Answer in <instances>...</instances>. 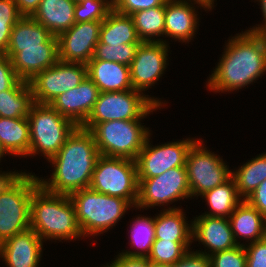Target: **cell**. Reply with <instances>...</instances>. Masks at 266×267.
Returning <instances> with one entry per match:
<instances>
[{
    "instance_id": "1",
    "label": "cell",
    "mask_w": 266,
    "mask_h": 267,
    "mask_svg": "<svg viewBox=\"0 0 266 267\" xmlns=\"http://www.w3.org/2000/svg\"><path fill=\"white\" fill-rule=\"evenodd\" d=\"M228 41L206 84L214 92L237 91L266 72V35L246 30Z\"/></svg>"
},
{
    "instance_id": "2",
    "label": "cell",
    "mask_w": 266,
    "mask_h": 267,
    "mask_svg": "<svg viewBox=\"0 0 266 267\" xmlns=\"http://www.w3.org/2000/svg\"><path fill=\"white\" fill-rule=\"evenodd\" d=\"M99 156L92 132L77 126L49 160L54 167L51 179L39 178L40 185L48 192L66 195L89 188Z\"/></svg>"
},
{
    "instance_id": "3",
    "label": "cell",
    "mask_w": 266,
    "mask_h": 267,
    "mask_svg": "<svg viewBox=\"0 0 266 267\" xmlns=\"http://www.w3.org/2000/svg\"><path fill=\"white\" fill-rule=\"evenodd\" d=\"M30 229L43 241L84 237L69 195L48 192L41 185L31 196Z\"/></svg>"
},
{
    "instance_id": "4",
    "label": "cell",
    "mask_w": 266,
    "mask_h": 267,
    "mask_svg": "<svg viewBox=\"0 0 266 267\" xmlns=\"http://www.w3.org/2000/svg\"><path fill=\"white\" fill-rule=\"evenodd\" d=\"M69 197L74 204L77 222L84 237L108 232L124 217L128 208L134 207L123 198L102 194L90 187L77 190Z\"/></svg>"
},
{
    "instance_id": "5",
    "label": "cell",
    "mask_w": 266,
    "mask_h": 267,
    "mask_svg": "<svg viewBox=\"0 0 266 267\" xmlns=\"http://www.w3.org/2000/svg\"><path fill=\"white\" fill-rule=\"evenodd\" d=\"M39 186L35 174L19 171L0 192V244L30 229L31 196Z\"/></svg>"
},
{
    "instance_id": "6",
    "label": "cell",
    "mask_w": 266,
    "mask_h": 267,
    "mask_svg": "<svg viewBox=\"0 0 266 267\" xmlns=\"http://www.w3.org/2000/svg\"><path fill=\"white\" fill-rule=\"evenodd\" d=\"M143 92L130 89L119 92H100L84 129L92 130L98 123L112 120H143L160 109L163 101L148 97Z\"/></svg>"
},
{
    "instance_id": "7",
    "label": "cell",
    "mask_w": 266,
    "mask_h": 267,
    "mask_svg": "<svg viewBox=\"0 0 266 267\" xmlns=\"http://www.w3.org/2000/svg\"><path fill=\"white\" fill-rule=\"evenodd\" d=\"M30 130L28 156L42 154L49 161L65 144L77 127L71 120L59 114L50 104L34 102L27 116Z\"/></svg>"
},
{
    "instance_id": "8",
    "label": "cell",
    "mask_w": 266,
    "mask_h": 267,
    "mask_svg": "<svg viewBox=\"0 0 266 267\" xmlns=\"http://www.w3.org/2000/svg\"><path fill=\"white\" fill-rule=\"evenodd\" d=\"M141 120H112L98 123L92 130L99 154L134 160L142 150L149 128Z\"/></svg>"
},
{
    "instance_id": "9",
    "label": "cell",
    "mask_w": 266,
    "mask_h": 267,
    "mask_svg": "<svg viewBox=\"0 0 266 267\" xmlns=\"http://www.w3.org/2000/svg\"><path fill=\"white\" fill-rule=\"evenodd\" d=\"M138 186L134 160L102 155L98 157L90 184L91 189L123 198L135 207L138 200Z\"/></svg>"
},
{
    "instance_id": "10",
    "label": "cell",
    "mask_w": 266,
    "mask_h": 267,
    "mask_svg": "<svg viewBox=\"0 0 266 267\" xmlns=\"http://www.w3.org/2000/svg\"><path fill=\"white\" fill-rule=\"evenodd\" d=\"M191 198L222 185L231 178L232 170L220 156L204 147L197 140L189 149L185 164Z\"/></svg>"
},
{
    "instance_id": "11",
    "label": "cell",
    "mask_w": 266,
    "mask_h": 267,
    "mask_svg": "<svg viewBox=\"0 0 266 267\" xmlns=\"http://www.w3.org/2000/svg\"><path fill=\"white\" fill-rule=\"evenodd\" d=\"M138 200L135 208L166 206L180 199L191 198L186 167H175L163 174L138 179Z\"/></svg>"
},
{
    "instance_id": "12",
    "label": "cell",
    "mask_w": 266,
    "mask_h": 267,
    "mask_svg": "<svg viewBox=\"0 0 266 267\" xmlns=\"http://www.w3.org/2000/svg\"><path fill=\"white\" fill-rule=\"evenodd\" d=\"M86 76L87 64L58 60L29 81L34 102L49 104L60 94L78 86Z\"/></svg>"
},
{
    "instance_id": "13",
    "label": "cell",
    "mask_w": 266,
    "mask_h": 267,
    "mask_svg": "<svg viewBox=\"0 0 266 267\" xmlns=\"http://www.w3.org/2000/svg\"><path fill=\"white\" fill-rule=\"evenodd\" d=\"M150 135L151 133L146 138L142 150L135 159L138 179L153 178L171 168L185 167L188 151L198 140L186 138V140L153 146L149 144Z\"/></svg>"
},
{
    "instance_id": "14",
    "label": "cell",
    "mask_w": 266,
    "mask_h": 267,
    "mask_svg": "<svg viewBox=\"0 0 266 267\" xmlns=\"http://www.w3.org/2000/svg\"><path fill=\"white\" fill-rule=\"evenodd\" d=\"M161 41L141 42L130 65L132 88L146 91L159 81L168 65V46Z\"/></svg>"
},
{
    "instance_id": "15",
    "label": "cell",
    "mask_w": 266,
    "mask_h": 267,
    "mask_svg": "<svg viewBox=\"0 0 266 267\" xmlns=\"http://www.w3.org/2000/svg\"><path fill=\"white\" fill-rule=\"evenodd\" d=\"M101 25L102 21L76 22L58 35L59 60L87 64L99 42Z\"/></svg>"
},
{
    "instance_id": "16",
    "label": "cell",
    "mask_w": 266,
    "mask_h": 267,
    "mask_svg": "<svg viewBox=\"0 0 266 267\" xmlns=\"http://www.w3.org/2000/svg\"><path fill=\"white\" fill-rule=\"evenodd\" d=\"M6 55L11 59L17 76L30 81L36 74L53 66L58 60L57 36H52L40 46L7 47Z\"/></svg>"
},
{
    "instance_id": "17",
    "label": "cell",
    "mask_w": 266,
    "mask_h": 267,
    "mask_svg": "<svg viewBox=\"0 0 266 267\" xmlns=\"http://www.w3.org/2000/svg\"><path fill=\"white\" fill-rule=\"evenodd\" d=\"M99 89L88 77L75 88L57 96L49 104L76 126H82L99 96Z\"/></svg>"
},
{
    "instance_id": "18",
    "label": "cell",
    "mask_w": 266,
    "mask_h": 267,
    "mask_svg": "<svg viewBox=\"0 0 266 267\" xmlns=\"http://www.w3.org/2000/svg\"><path fill=\"white\" fill-rule=\"evenodd\" d=\"M192 224V241L207 247L201 253L212 255L217 252L229 250L236 247V243L228 218L200 215L196 217ZM210 249V250H209Z\"/></svg>"
},
{
    "instance_id": "19",
    "label": "cell",
    "mask_w": 266,
    "mask_h": 267,
    "mask_svg": "<svg viewBox=\"0 0 266 267\" xmlns=\"http://www.w3.org/2000/svg\"><path fill=\"white\" fill-rule=\"evenodd\" d=\"M43 242L34 230L28 229L0 244V258L8 267H38Z\"/></svg>"
},
{
    "instance_id": "20",
    "label": "cell",
    "mask_w": 266,
    "mask_h": 267,
    "mask_svg": "<svg viewBox=\"0 0 266 267\" xmlns=\"http://www.w3.org/2000/svg\"><path fill=\"white\" fill-rule=\"evenodd\" d=\"M190 1V3L188 2ZM192 0H167L165 3V37H172L179 42H188L193 40V36L197 31L199 18L195 11V4L203 9L208 10L203 4ZM193 6V7H192Z\"/></svg>"
},
{
    "instance_id": "21",
    "label": "cell",
    "mask_w": 266,
    "mask_h": 267,
    "mask_svg": "<svg viewBox=\"0 0 266 267\" xmlns=\"http://www.w3.org/2000/svg\"><path fill=\"white\" fill-rule=\"evenodd\" d=\"M87 76L100 92H119L132 88L130 67L114 61L91 59L87 63Z\"/></svg>"
},
{
    "instance_id": "22",
    "label": "cell",
    "mask_w": 266,
    "mask_h": 267,
    "mask_svg": "<svg viewBox=\"0 0 266 267\" xmlns=\"http://www.w3.org/2000/svg\"><path fill=\"white\" fill-rule=\"evenodd\" d=\"M234 239L238 245V238L246 239L250 243L266 237V218L245 199L228 217ZM240 235V236H239Z\"/></svg>"
},
{
    "instance_id": "23",
    "label": "cell",
    "mask_w": 266,
    "mask_h": 267,
    "mask_svg": "<svg viewBox=\"0 0 266 267\" xmlns=\"http://www.w3.org/2000/svg\"><path fill=\"white\" fill-rule=\"evenodd\" d=\"M75 5L73 0H41L31 17L58 36L76 23Z\"/></svg>"
},
{
    "instance_id": "24",
    "label": "cell",
    "mask_w": 266,
    "mask_h": 267,
    "mask_svg": "<svg viewBox=\"0 0 266 267\" xmlns=\"http://www.w3.org/2000/svg\"><path fill=\"white\" fill-rule=\"evenodd\" d=\"M0 142L6 155L26 156L30 150V130L27 117H0Z\"/></svg>"
},
{
    "instance_id": "25",
    "label": "cell",
    "mask_w": 266,
    "mask_h": 267,
    "mask_svg": "<svg viewBox=\"0 0 266 267\" xmlns=\"http://www.w3.org/2000/svg\"><path fill=\"white\" fill-rule=\"evenodd\" d=\"M179 207L163 209L154 217L155 239L171 241H192V224H188L186 216Z\"/></svg>"
},
{
    "instance_id": "26",
    "label": "cell",
    "mask_w": 266,
    "mask_h": 267,
    "mask_svg": "<svg viewBox=\"0 0 266 267\" xmlns=\"http://www.w3.org/2000/svg\"><path fill=\"white\" fill-rule=\"evenodd\" d=\"M99 41L109 45L142 42L136 33L133 18L114 10L102 21Z\"/></svg>"
},
{
    "instance_id": "27",
    "label": "cell",
    "mask_w": 266,
    "mask_h": 267,
    "mask_svg": "<svg viewBox=\"0 0 266 267\" xmlns=\"http://www.w3.org/2000/svg\"><path fill=\"white\" fill-rule=\"evenodd\" d=\"M33 103L29 82L20 79L11 89L0 92V117H27Z\"/></svg>"
},
{
    "instance_id": "28",
    "label": "cell",
    "mask_w": 266,
    "mask_h": 267,
    "mask_svg": "<svg viewBox=\"0 0 266 267\" xmlns=\"http://www.w3.org/2000/svg\"><path fill=\"white\" fill-rule=\"evenodd\" d=\"M200 197L207 201L210 211L202 215L228 218L244 200L238 193L234 179L231 177L222 185L205 192Z\"/></svg>"
},
{
    "instance_id": "29",
    "label": "cell",
    "mask_w": 266,
    "mask_h": 267,
    "mask_svg": "<svg viewBox=\"0 0 266 267\" xmlns=\"http://www.w3.org/2000/svg\"><path fill=\"white\" fill-rule=\"evenodd\" d=\"M138 38L142 42H155L165 40L155 37H164L165 28V4L158 7H152L140 10L131 15Z\"/></svg>"
},
{
    "instance_id": "30",
    "label": "cell",
    "mask_w": 266,
    "mask_h": 267,
    "mask_svg": "<svg viewBox=\"0 0 266 267\" xmlns=\"http://www.w3.org/2000/svg\"><path fill=\"white\" fill-rule=\"evenodd\" d=\"M53 34L30 16H22L13 26L8 47L40 46Z\"/></svg>"
},
{
    "instance_id": "31",
    "label": "cell",
    "mask_w": 266,
    "mask_h": 267,
    "mask_svg": "<svg viewBox=\"0 0 266 267\" xmlns=\"http://www.w3.org/2000/svg\"><path fill=\"white\" fill-rule=\"evenodd\" d=\"M239 195L245 199L266 179V153L248 160L235 172H231Z\"/></svg>"
},
{
    "instance_id": "32",
    "label": "cell",
    "mask_w": 266,
    "mask_h": 267,
    "mask_svg": "<svg viewBox=\"0 0 266 267\" xmlns=\"http://www.w3.org/2000/svg\"><path fill=\"white\" fill-rule=\"evenodd\" d=\"M155 226L154 218L146 216H137L136 219L132 221V226L130 228V238L129 241L131 248L138 249L137 251H124L122 254L132 257H145L147 258L150 254L152 244L155 240Z\"/></svg>"
},
{
    "instance_id": "33",
    "label": "cell",
    "mask_w": 266,
    "mask_h": 267,
    "mask_svg": "<svg viewBox=\"0 0 266 267\" xmlns=\"http://www.w3.org/2000/svg\"><path fill=\"white\" fill-rule=\"evenodd\" d=\"M192 242L155 239L147 258L153 263L173 265L189 250Z\"/></svg>"
},
{
    "instance_id": "34",
    "label": "cell",
    "mask_w": 266,
    "mask_h": 267,
    "mask_svg": "<svg viewBox=\"0 0 266 267\" xmlns=\"http://www.w3.org/2000/svg\"><path fill=\"white\" fill-rule=\"evenodd\" d=\"M140 44L124 43L120 45H109L99 41L95 46L92 59L114 61L130 67Z\"/></svg>"
},
{
    "instance_id": "35",
    "label": "cell",
    "mask_w": 266,
    "mask_h": 267,
    "mask_svg": "<svg viewBox=\"0 0 266 267\" xmlns=\"http://www.w3.org/2000/svg\"><path fill=\"white\" fill-rule=\"evenodd\" d=\"M112 10V0H85L75 5V22L103 21Z\"/></svg>"
},
{
    "instance_id": "36",
    "label": "cell",
    "mask_w": 266,
    "mask_h": 267,
    "mask_svg": "<svg viewBox=\"0 0 266 267\" xmlns=\"http://www.w3.org/2000/svg\"><path fill=\"white\" fill-rule=\"evenodd\" d=\"M21 17L14 0H0V55H6L12 28Z\"/></svg>"
},
{
    "instance_id": "37",
    "label": "cell",
    "mask_w": 266,
    "mask_h": 267,
    "mask_svg": "<svg viewBox=\"0 0 266 267\" xmlns=\"http://www.w3.org/2000/svg\"><path fill=\"white\" fill-rule=\"evenodd\" d=\"M210 267H246V251L244 244L214 253L209 256Z\"/></svg>"
},
{
    "instance_id": "38",
    "label": "cell",
    "mask_w": 266,
    "mask_h": 267,
    "mask_svg": "<svg viewBox=\"0 0 266 267\" xmlns=\"http://www.w3.org/2000/svg\"><path fill=\"white\" fill-rule=\"evenodd\" d=\"M113 10L122 15L164 5L167 0H112Z\"/></svg>"
},
{
    "instance_id": "39",
    "label": "cell",
    "mask_w": 266,
    "mask_h": 267,
    "mask_svg": "<svg viewBox=\"0 0 266 267\" xmlns=\"http://www.w3.org/2000/svg\"><path fill=\"white\" fill-rule=\"evenodd\" d=\"M248 244L244 245L246 267H266V237Z\"/></svg>"
},
{
    "instance_id": "40",
    "label": "cell",
    "mask_w": 266,
    "mask_h": 267,
    "mask_svg": "<svg viewBox=\"0 0 266 267\" xmlns=\"http://www.w3.org/2000/svg\"><path fill=\"white\" fill-rule=\"evenodd\" d=\"M20 78L7 55H0V92L11 89Z\"/></svg>"
},
{
    "instance_id": "41",
    "label": "cell",
    "mask_w": 266,
    "mask_h": 267,
    "mask_svg": "<svg viewBox=\"0 0 266 267\" xmlns=\"http://www.w3.org/2000/svg\"><path fill=\"white\" fill-rule=\"evenodd\" d=\"M171 267H210V258L208 255L201 253V251H190L175 262Z\"/></svg>"
},
{
    "instance_id": "42",
    "label": "cell",
    "mask_w": 266,
    "mask_h": 267,
    "mask_svg": "<svg viewBox=\"0 0 266 267\" xmlns=\"http://www.w3.org/2000/svg\"><path fill=\"white\" fill-rule=\"evenodd\" d=\"M245 200L266 218V179Z\"/></svg>"
},
{
    "instance_id": "43",
    "label": "cell",
    "mask_w": 266,
    "mask_h": 267,
    "mask_svg": "<svg viewBox=\"0 0 266 267\" xmlns=\"http://www.w3.org/2000/svg\"><path fill=\"white\" fill-rule=\"evenodd\" d=\"M105 267H148V258L145 257H132L119 253L114 261Z\"/></svg>"
},
{
    "instance_id": "44",
    "label": "cell",
    "mask_w": 266,
    "mask_h": 267,
    "mask_svg": "<svg viewBox=\"0 0 266 267\" xmlns=\"http://www.w3.org/2000/svg\"><path fill=\"white\" fill-rule=\"evenodd\" d=\"M22 16H32L37 10L41 0H14Z\"/></svg>"
},
{
    "instance_id": "45",
    "label": "cell",
    "mask_w": 266,
    "mask_h": 267,
    "mask_svg": "<svg viewBox=\"0 0 266 267\" xmlns=\"http://www.w3.org/2000/svg\"><path fill=\"white\" fill-rule=\"evenodd\" d=\"M257 1L260 3L262 9L261 12L263 14L262 16L264 17L263 24L254 26L252 28H249L248 30L258 34L266 35V0H257Z\"/></svg>"
},
{
    "instance_id": "46",
    "label": "cell",
    "mask_w": 266,
    "mask_h": 267,
    "mask_svg": "<svg viewBox=\"0 0 266 267\" xmlns=\"http://www.w3.org/2000/svg\"><path fill=\"white\" fill-rule=\"evenodd\" d=\"M17 172H2L0 171V192L18 175Z\"/></svg>"
},
{
    "instance_id": "47",
    "label": "cell",
    "mask_w": 266,
    "mask_h": 267,
    "mask_svg": "<svg viewBox=\"0 0 266 267\" xmlns=\"http://www.w3.org/2000/svg\"><path fill=\"white\" fill-rule=\"evenodd\" d=\"M203 4L207 9H213L214 0H192Z\"/></svg>"
},
{
    "instance_id": "48",
    "label": "cell",
    "mask_w": 266,
    "mask_h": 267,
    "mask_svg": "<svg viewBox=\"0 0 266 267\" xmlns=\"http://www.w3.org/2000/svg\"><path fill=\"white\" fill-rule=\"evenodd\" d=\"M148 267H171V265H168V264H157V263L150 262L148 260Z\"/></svg>"
},
{
    "instance_id": "49",
    "label": "cell",
    "mask_w": 266,
    "mask_h": 267,
    "mask_svg": "<svg viewBox=\"0 0 266 267\" xmlns=\"http://www.w3.org/2000/svg\"><path fill=\"white\" fill-rule=\"evenodd\" d=\"M6 153L7 152L4 150V148L2 147V144L0 142V161H1V158H3Z\"/></svg>"
},
{
    "instance_id": "50",
    "label": "cell",
    "mask_w": 266,
    "mask_h": 267,
    "mask_svg": "<svg viewBox=\"0 0 266 267\" xmlns=\"http://www.w3.org/2000/svg\"><path fill=\"white\" fill-rule=\"evenodd\" d=\"M75 3H80L82 1H85V0H73Z\"/></svg>"
}]
</instances>
